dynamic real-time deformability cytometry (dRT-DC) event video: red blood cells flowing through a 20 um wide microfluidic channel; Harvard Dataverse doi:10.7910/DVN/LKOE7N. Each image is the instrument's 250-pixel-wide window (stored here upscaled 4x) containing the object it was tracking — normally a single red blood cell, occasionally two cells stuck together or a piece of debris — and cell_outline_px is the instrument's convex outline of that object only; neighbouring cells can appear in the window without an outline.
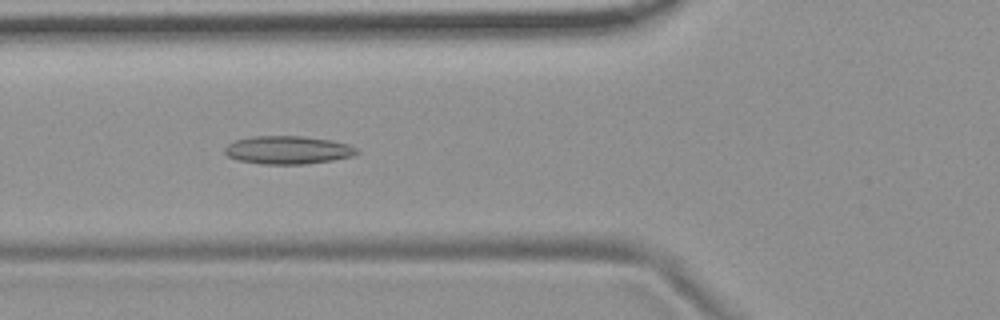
{"species": "common noctule bat (a hibernating species)", "species_latin": "Nyctalus noctula", "temperature_condition": "room temperature", "stored_images_in_passage": 54, "camera_frame_rate_fps": 3000, "um_per_image_px": 0.085, "animal": {"sex": "female", "body_mass_g": 19.9}, "frame": {"image": 1, "passage_image": 20, "time_ms": 6.333, "image_size_px": [1000, 320], "cell_outline_px": [[360, 152], [352, 156], [332, 160], [304, 164], [260, 164], [236, 160], [228, 156], [224, 152], [224, 148], [228, 144], [236, 140], [252, 136], [300, 136], [332, 140], [348, 144], [356, 148]], "centroid_in_image_um": [24.45, 12.75], "position_along_channel_um": 101.4, "area_um2": 21.68}}
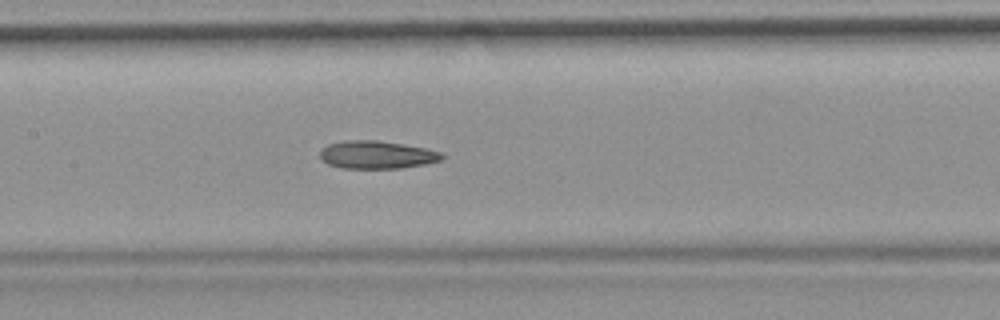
{"frame": {"image": 2, "passage_image": 26, "time_ms": 8.333, "image_size_px": [1000, 320], "cell_outline_px": [[444, 156], [440, 160], [424, 164], [404, 168], [340, 168], [328, 164], [320, 156], [320, 152], [328, 144], [344, 140], [376, 140], [424, 148], [440, 152]], "centroid_in_image_um": [32.0, 13.16], "position_along_channel_um": 175.4, "area_um2": 19.54}}
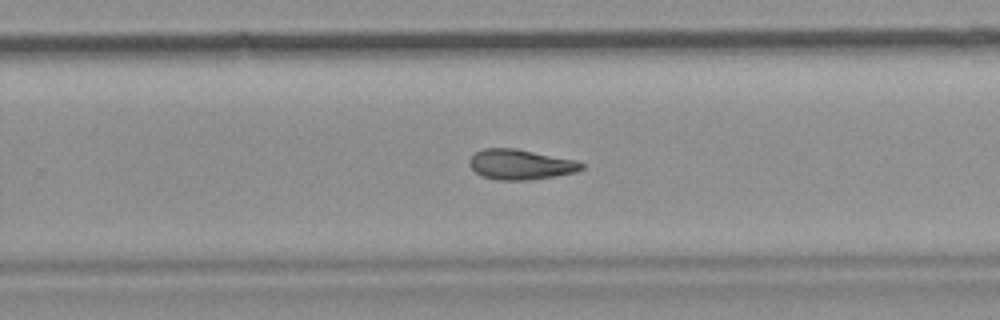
{"frame": {"image": 3, "passage_image": 35, "time_ms": 11.333, "image_size_px": [1000, 320], "cell_outline_px": [[584, 168], [576, 172], [556, 176], [528, 180], [500, 180], [484, 176], [476, 172], [468, 164], [468, 160], [476, 152], [484, 148], [516, 148], [576, 160], [584, 164]], "centroid_in_image_um": [44.26, 13.97], "position_along_channel_um": 285.5, "area_um2": 19.71}}